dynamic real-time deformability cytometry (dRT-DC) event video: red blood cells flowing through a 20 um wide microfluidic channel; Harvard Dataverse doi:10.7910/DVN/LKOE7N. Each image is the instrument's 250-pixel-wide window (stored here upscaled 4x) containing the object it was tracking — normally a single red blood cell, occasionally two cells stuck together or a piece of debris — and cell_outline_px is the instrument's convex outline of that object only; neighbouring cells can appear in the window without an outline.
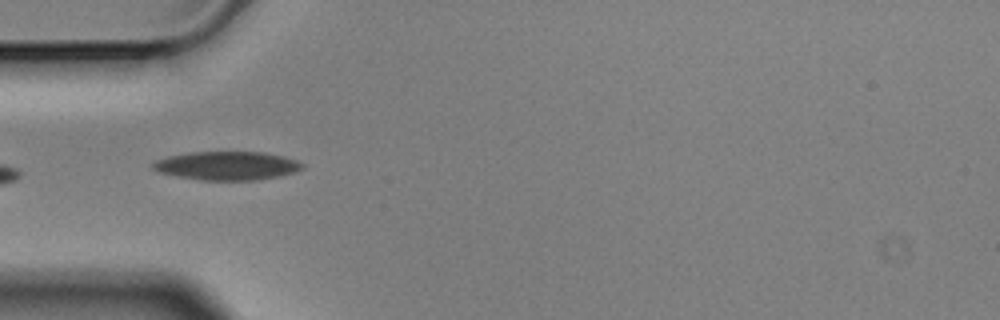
{"species": "Egyptian fruit bat (a non-hibernating species)", "species_latin": "Rousettus aegyptiacus", "temperature_condition": "cold", "stored_images_in_passage": 6, "camera_frame_rate_fps": 3000, "um_per_image_px": 0.085, "animal": {"sex": "male"}, "frame": {"image": 1, "passage_image": 4, "time_ms": 1.0, "image_size_px": [1000, 320], "cell_outline_px": [[304, 168], [296, 172], [280, 176], [260, 180], [200, 180], [176, 176], [156, 172], [148, 164], [156, 160], [168, 156], [188, 152], [264, 152], [284, 156], [296, 160], [304, 164]], "centroid_in_image_um": [19.27, 14.09], "position_along_channel_um": 65.7, "area_um2": 25.32}}
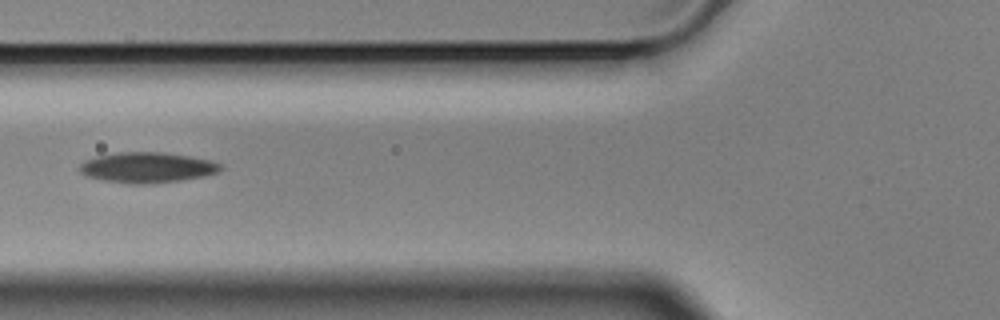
{"frame": {"image": 2, "passage_image": 5, "time_ms": 1.333, "image_size_px": [1000, 320], "cell_outline_px": [[224, 168], [220, 172], [204, 176], [180, 180], [152, 184], [132, 184], [104, 180], [84, 176], [80, 172], [80, 164], [84, 160], [96, 156], [116, 152], [164, 152], [188, 156], [208, 160], [220, 164]], "centroid_in_image_um": [12.49, 14.24], "position_along_channel_um": 113.3, "area_um2": 25.14}}
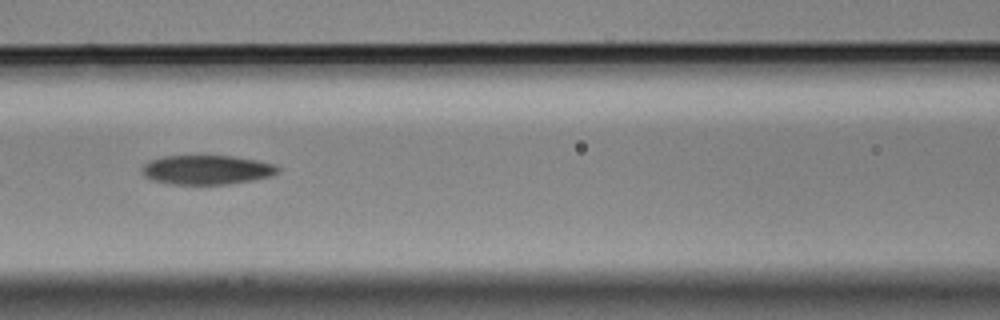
{"frame": {"image": 3, "passage_image": 6, "time_ms": 1.667, "image_size_px": [1000, 320], "cell_outline_px": [[280, 172], [272, 176], [252, 180], [228, 184], [168, 184], [152, 180], [144, 176], [144, 164], [152, 160], [164, 156], [232, 156], [256, 160], [276, 164], [280, 168]], "centroid_in_image_um": [17.63, 14.44], "position_along_channel_um": 149.0, "area_um2": 23.12}}